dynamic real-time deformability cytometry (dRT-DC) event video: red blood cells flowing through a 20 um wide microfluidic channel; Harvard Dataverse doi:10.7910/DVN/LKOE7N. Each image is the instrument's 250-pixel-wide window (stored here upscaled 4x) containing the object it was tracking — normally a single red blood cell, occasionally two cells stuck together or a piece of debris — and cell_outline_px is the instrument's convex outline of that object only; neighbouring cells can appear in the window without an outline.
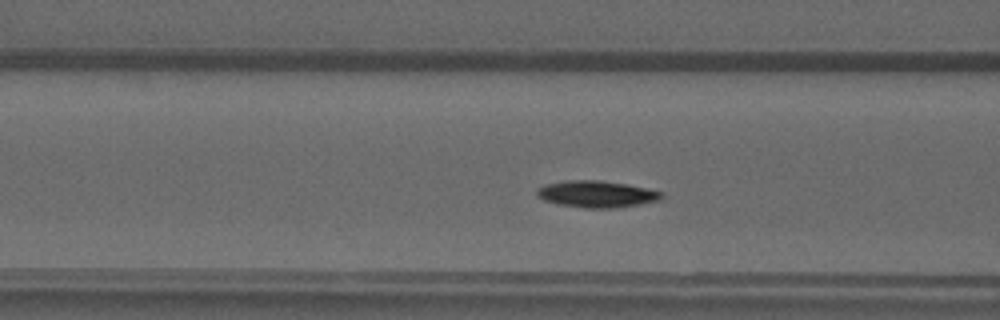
{"species": "common noctule bat (a hibernating species)", "species_latin": "Nyctalus noctula", "temperature_condition": "warm", "stored_images_in_passage": 43, "camera_frame_rate_fps": 3000, "um_per_image_px": 0.085, "animal": {"sex": "male", "forearm_length_mm": 52.5}, "frame": {"image": 1, "passage_image": 13, "time_ms": 4.0, "image_size_px": [1000, 320], "cell_outline_px": [[664, 196], [660, 200], [640, 204], [616, 208], [584, 208], [560, 204], [544, 200], [536, 196], [536, 188], [544, 184], [564, 180], [596, 180], [624, 184], [648, 188], [664, 192]], "centroid_in_image_um": [50.7, 16.49], "position_along_channel_um": 115.9, "area_um2": 19.54}}
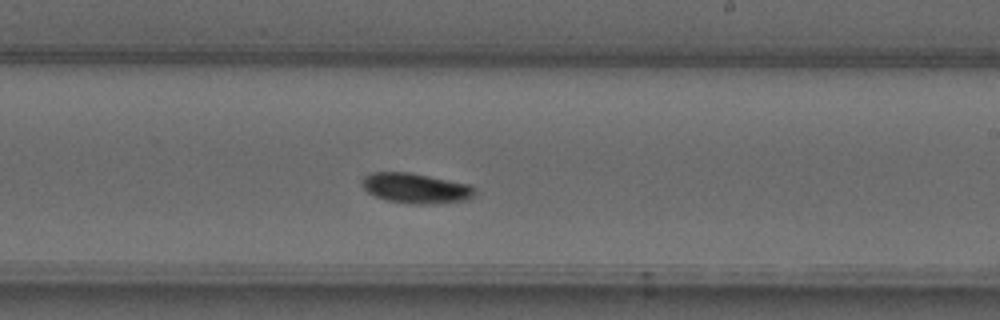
{"frame": {"image": 2, "passage_image": 23, "time_ms": 7.333, "image_size_px": [1000, 320], "cell_outline_px": [[476, 192], [468, 200], [432, 204], [412, 204], [388, 200], [376, 196], [368, 192], [364, 188], [360, 180], [364, 176], [372, 172], [408, 172], [468, 184], [476, 188]], "centroid_in_image_um": [35.34, 16.0], "position_along_channel_um": 253.7, "area_um2": 19.71}}
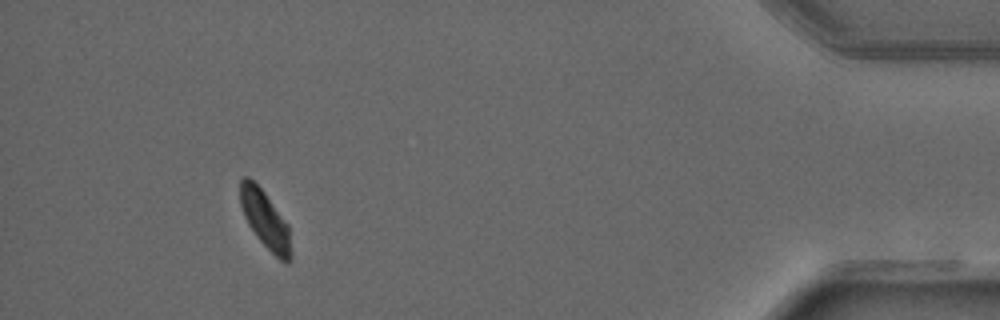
{"frame": {"image": 3, "passage_image": 39, "time_ms": 12.667, "image_size_px": [1000, 320], "cell_outline_px": [[292, 260], [288, 264], [280, 260], [256, 236], [248, 224], [244, 216], [240, 204], [240, 180], [244, 176], [248, 176], [264, 192], [288, 224], [292, 252]], "centroid_in_image_um": [22.55, 18.69], "position_along_channel_um": 412.6, "area_um2": 16.99}}